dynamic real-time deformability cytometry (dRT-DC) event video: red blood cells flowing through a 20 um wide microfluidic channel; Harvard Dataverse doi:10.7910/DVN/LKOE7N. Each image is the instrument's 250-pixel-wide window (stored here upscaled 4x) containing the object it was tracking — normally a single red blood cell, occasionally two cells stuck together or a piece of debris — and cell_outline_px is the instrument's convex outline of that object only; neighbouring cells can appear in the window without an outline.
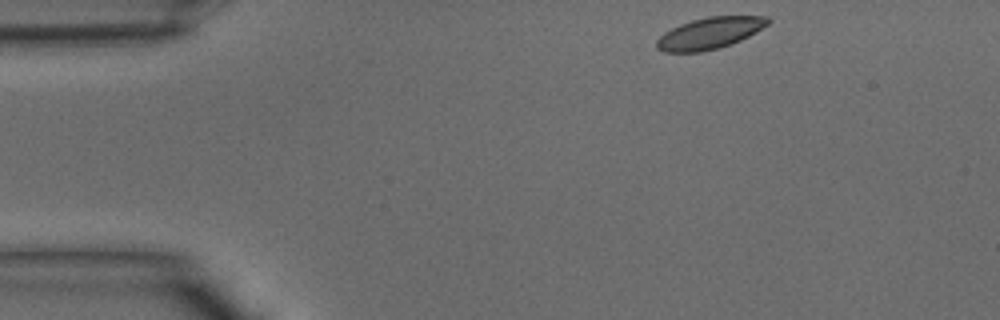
{"species": "common noctule bat (a hibernating species)", "species_latin": "Nyctalus noctula", "temperature_condition": "warm", "stored_images_in_passage": 35, "camera_frame_rate_fps": 3000, "um_per_image_px": 0.085, "animal": {"sex": "male", "body_mass_g": 15.6}, "frame": {"image": 1, "passage_image": 1, "time_ms": 0.0, "image_size_px": [1000, 320], "cell_outline_px": [[772, 20], [768, 24], [756, 32], [732, 44], [720, 48], [700, 52], [664, 52], [656, 48], [656, 40], [664, 32], [680, 24], [692, 20], [708, 16], [768, 16]], "centroid_in_image_um": [60.32, 2.82], "position_along_channel_um": 24.7, "area_um2": 20.52}}
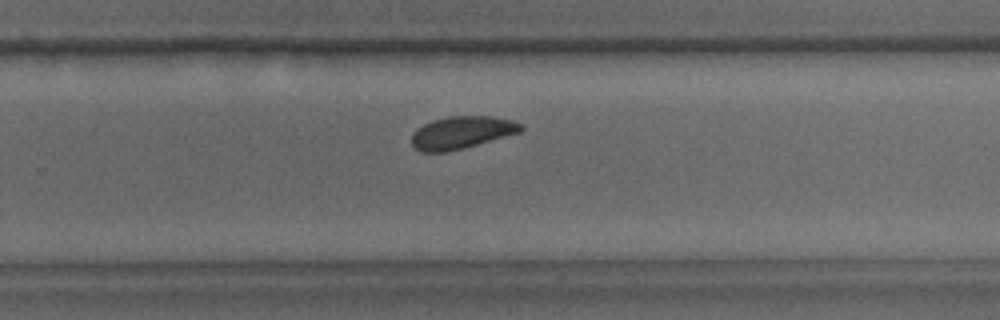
{"frame": {"image": 2, "passage_image": 21, "time_ms": 6.667, "image_size_px": [1000, 320], "cell_outline_px": [[524, 128], [520, 132], [464, 148], [448, 152], [420, 152], [412, 144], [412, 132], [416, 128], [432, 120], [448, 116], [492, 116], [512, 120], [524, 124]], "centroid_in_image_um": [39.24, 11.26], "position_along_channel_um": 290.6, "area_um2": 20.81}}
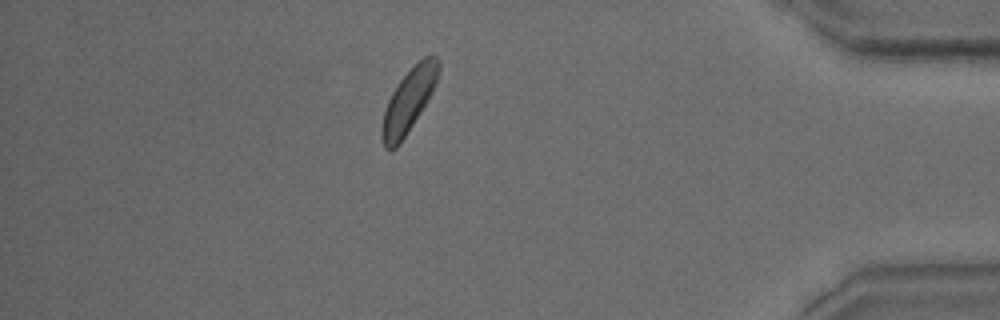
{"frame": {"image": 3, "passage_image": 30, "time_ms": 9.667, "image_size_px": [1000, 320], "cell_outline_px": [[440, 68], [436, 84], [428, 100], [400, 144], [396, 148], [384, 148], [380, 136], [380, 128], [384, 112], [388, 100], [392, 92], [400, 80], [424, 56], [432, 52], [440, 60]], "centroid_in_image_um": [34.75, 8.54], "position_along_channel_um": 400.5, "area_um2": 20.92}}